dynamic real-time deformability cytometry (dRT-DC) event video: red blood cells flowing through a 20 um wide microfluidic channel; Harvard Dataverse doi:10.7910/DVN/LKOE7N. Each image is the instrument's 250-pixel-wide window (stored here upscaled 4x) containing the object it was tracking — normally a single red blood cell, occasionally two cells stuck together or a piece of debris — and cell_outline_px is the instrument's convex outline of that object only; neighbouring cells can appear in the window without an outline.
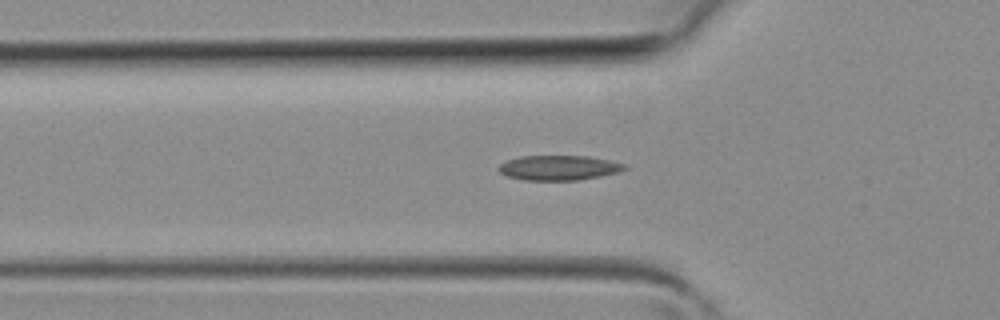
{"species": "common noctule bat (a hibernating species)", "species_latin": "Nyctalus noctula", "temperature_condition": "room temperature", "stored_images_in_passage": 38, "camera_frame_rate_fps": 3000, "um_per_image_px": 0.085, "animal": {"sex": "female", "body_mass_g": 19.3, "forearm_length_mm": 54.1}, "frame": {"image": 1, "passage_image": 10, "time_ms": 3.0, "image_size_px": [1000, 320], "cell_outline_px": [[628, 168], [616, 172], [600, 176], [576, 180], [524, 180], [508, 176], [500, 172], [496, 168], [500, 164], [508, 160], [520, 156], [588, 156], [628, 164]], "centroid_in_image_um": [47.5, 14.25], "position_along_channel_um": 78.3, "area_um2": 18.15}}
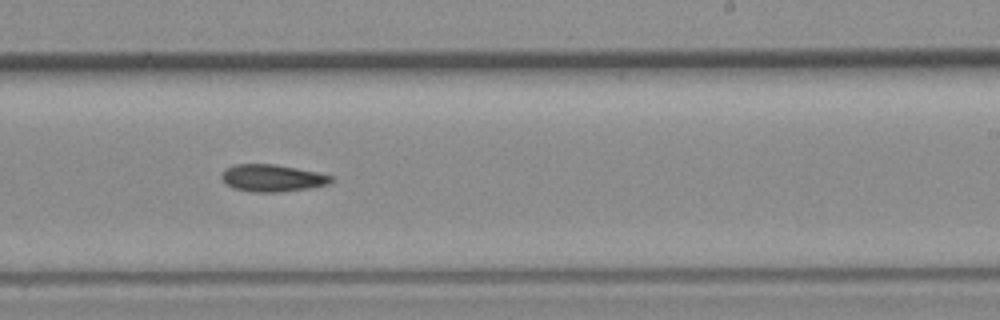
{"frame": {"image": 2, "passage_image": 21, "time_ms": 6.667, "image_size_px": [1000, 320], "cell_outline_px": [[336, 180], [328, 184], [312, 188], [280, 192], [252, 192], [232, 188], [224, 184], [220, 176], [220, 172], [224, 168], [236, 164], [276, 164], [336, 176]], "centroid_in_image_um": [23.13, 15.14], "position_along_channel_um": 265.9, "area_um2": 17.8}}
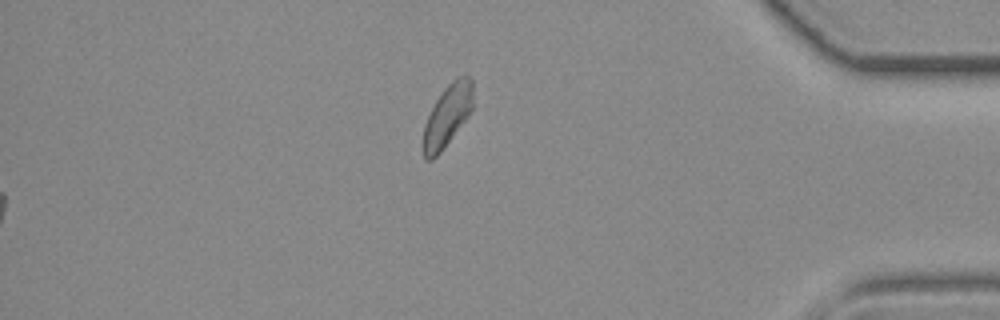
{"frame": {"image": 3, "passage_image": 38, "time_ms": 12.333, "image_size_px": [1000, 320], "cell_outline_px": [[472, 108], [468, 116], [440, 152], [432, 160], [424, 160], [420, 148], [420, 144], [424, 124], [436, 100], [444, 88], [456, 76], [468, 76], [472, 80]], "centroid_in_image_um": [37.96, 9.88], "position_along_channel_um": 397.2, "area_um2": 18.09}}